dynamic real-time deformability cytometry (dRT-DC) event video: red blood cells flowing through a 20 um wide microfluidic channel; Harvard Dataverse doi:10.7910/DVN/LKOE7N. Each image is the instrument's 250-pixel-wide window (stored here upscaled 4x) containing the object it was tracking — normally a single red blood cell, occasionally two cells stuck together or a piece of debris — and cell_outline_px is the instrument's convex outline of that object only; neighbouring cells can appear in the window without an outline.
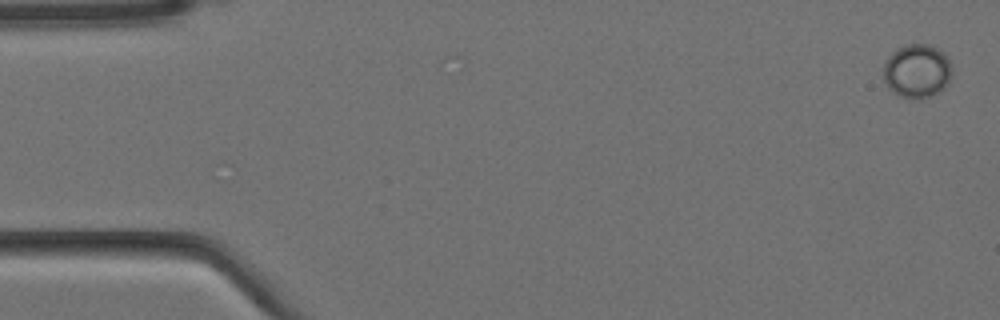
{"species": "Egyptian fruit bat (a non-hibernating species)", "species_latin": "Rousettus aegyptiacus", "temperature_condition": "cold", "stored_images_in_passage": 5, "camera_frame_rate_fps": 3000, "um_per_image_px": 0.085, "animal": {"sex": "female"}, "frame": {"image": 1, "passage_image": 1, "time_ms": 0.0, "image_size_px": [1000, 320], "cell_outline_px": [[952, 72], [948, 84], [940, 92], [932, 96], [908, 100], [892, 92], [888, 88], [884, 80], [884, 64], [888, 56], [896, 48], [908, 44], [928, 44], [944, 52], [952, 68]], "centroid_in_image_um": [77.94, 6.05], "position_along_channel_um": 7.1, "area_um2": 21.79}}
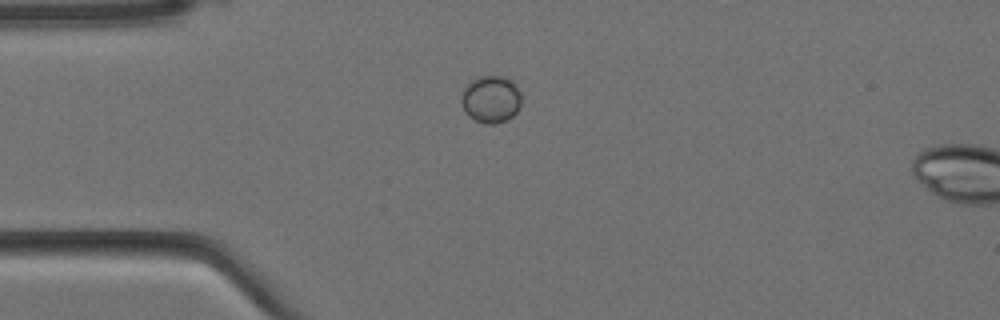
{"frame": {"image": 2, "passage_image": 4, "time_ms": 1.0, "image_size_px": [1000, 320], "cell_outline_px": [[520, 108], [508, 120], [496, 124], [484, 124], [468, 116], [464, 112], [460, 104], [460, 100], [464, 88], [476, 76], [508, 76], [516, 84], [520, 92]], "centroid_in_image_um": [41.72, 8.43], "position_along_channel_um": 43.3, "area_um2": 16.94}}